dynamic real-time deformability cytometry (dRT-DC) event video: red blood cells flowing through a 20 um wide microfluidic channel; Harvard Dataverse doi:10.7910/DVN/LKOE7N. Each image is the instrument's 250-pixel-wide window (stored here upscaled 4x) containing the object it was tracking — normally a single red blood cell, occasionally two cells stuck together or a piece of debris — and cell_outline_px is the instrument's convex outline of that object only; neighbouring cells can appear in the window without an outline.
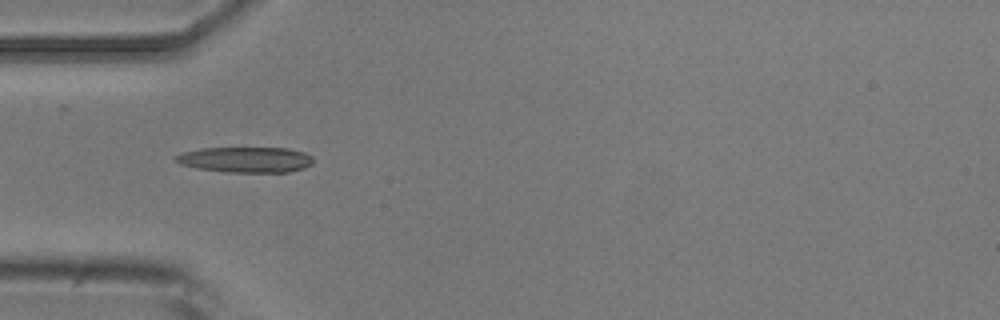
{"species": "common noctule bat (a hibernating species)", "species_latin": "Nyctalus noctula", "temperature_condition": "room temperature", "stored_images_in_passage": 1, "camera_frame_rate_fps": 3000, "um_per_image_px": 0.085, "animal": {"sex": "male", "body_mass_g": 20.5, "forearm_length_mm": 52.5}, "frame": {"image": 1, "passage_image": 1, "time_ms": 0.0, "image_size_px": [1000, 320], "cell_outline_px": [[312, 164], [304, 168], [288, 172], [224, 172], [196, 168], [180, 164], [172, 160], [172, 156], [184, 152], [200, 148], [288, 148], [304, 152], [312, 156]], "centroid_in_image_um": [20.84, 13.57], "position_along_channel_um": 64.2, "area_um2": 20.69}}